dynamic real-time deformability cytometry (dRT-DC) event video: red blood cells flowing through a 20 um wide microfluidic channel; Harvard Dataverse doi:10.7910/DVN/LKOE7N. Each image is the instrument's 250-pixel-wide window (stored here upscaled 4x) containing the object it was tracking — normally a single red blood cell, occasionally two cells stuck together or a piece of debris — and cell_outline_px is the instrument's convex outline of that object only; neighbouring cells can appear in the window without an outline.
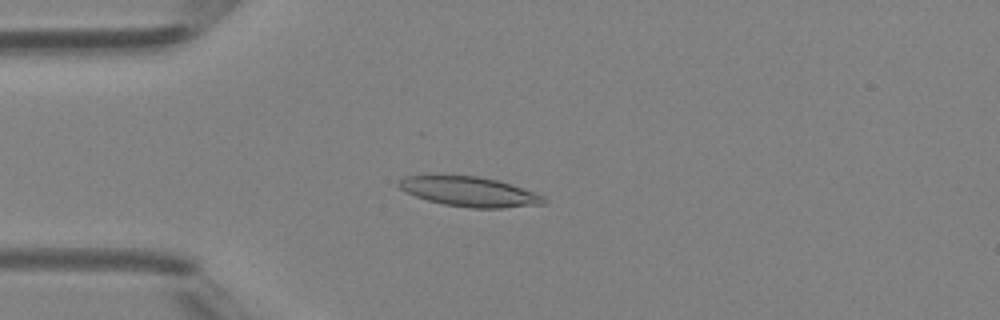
{"species": "Egyptian fruit bat (a non-hibernating species)", "species_latin": "Rousettus aegyptiacus", "temperature_condition": "room temperature", "stored_images_in_passage": 4, "camera_frame_rate_fps": 3000, "um_per_image_px": 0.085, "animal": {"sex": "female"}, "frame": {"image": 1, "passage_image": 4, "time_ms": 3.333, "image_size_px": [1000, 320], "cell_outline_px": [[548, 200], [544, 204], [504, 208], [472, 208], [444, 204], [428, 200], [416, 196], [400, 188], [396, 184], [404, 176], [480, 176], [512, 184], [544, 196]], "centroid_in_image_um": [39.95, 16.3], "position_along_channel_um": 45.0, "area_um2": 24.91}}